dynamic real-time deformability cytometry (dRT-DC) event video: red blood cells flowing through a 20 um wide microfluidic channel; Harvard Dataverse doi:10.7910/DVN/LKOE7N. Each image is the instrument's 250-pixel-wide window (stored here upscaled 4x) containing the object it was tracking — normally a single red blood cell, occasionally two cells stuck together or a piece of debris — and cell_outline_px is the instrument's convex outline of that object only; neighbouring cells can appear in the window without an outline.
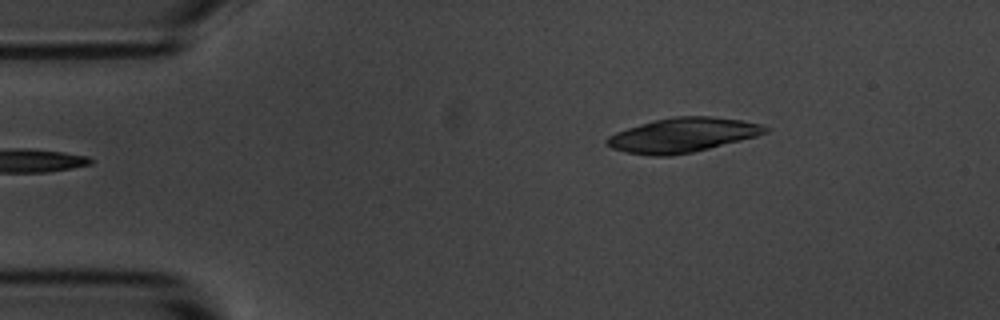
{"species": "common noctule bat (a hibernating species)", "species_latin": "Nyctalus noctula", "temperature_condition": "room temperature", "stored_images_in_passage": 5, "segment_of_instrument_passage": [2, 2], "camera_frame_rate_fps": 3000, "um_per_image_px": 0.085, "animal": {"sex": "male", "body_mass_g": 20.1, "forearm_length_mm": 53.5}, "frame": {"image": 1, "passage_image": 5, "time_ms": 4.667, "image_size_px": [1000, 320], "cell_outline_px": [[768, 132], [756, 136], [692, 152], [668, 156], [652, 156], [624, 152], [612, 148], [604, 140], [608, 136], [616, 132], [652, 120], [672, 116], [712, 116], [740, 120], [760, 124], [768, 128]], "centroid_in_image_um": [57.98, 11.48], "position_along_channel_um": 27.0, "area_um2": 31.56}}